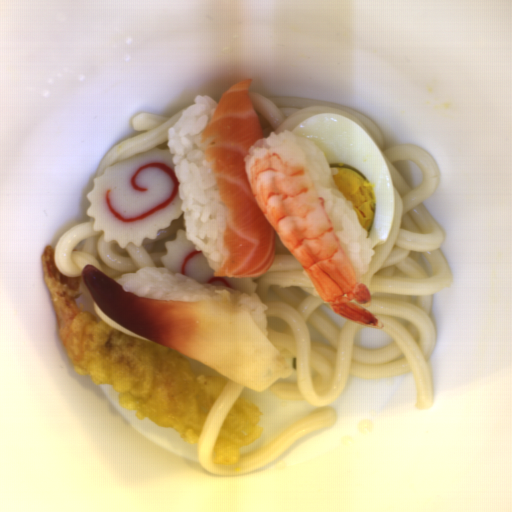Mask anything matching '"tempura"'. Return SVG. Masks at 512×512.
Segmentation results:
<instances>
[{"label":"tempura","instance_id":"obj_1","mask_svg":"<svg viewBox=\"0 0 512 512\" xmlns=\"http://www.w3.org/2000/svg\"><path fill=\"white\" fill-rule=\"evenodd\" d=\"M40 268L74 372L89 376L94 386L114 387L119 405L134 411L139 420L171 428L182 441L196 445L228 377L200 376L181 353L124 334L82 312L76 297L91 295L83 275L62 273L47 244Z\"/></svg>","mask_w":512,"mask_h":512},{"label":"tempura","instance_id":"obj_2","mask_svg":"<svg viewBox=\"0 0 512 512\" xmlns=\"http://www.w3.org/2000/svg\"><path fill=\"white\" fill-rule=\"evenodd\" d=\"M263 413L242 395L230 406L212 447L211 456L220 465L235 466L239 451L261 437L258 425Z\"/></svg>","mask_w":512,"mask_h":512}]
</instances>
